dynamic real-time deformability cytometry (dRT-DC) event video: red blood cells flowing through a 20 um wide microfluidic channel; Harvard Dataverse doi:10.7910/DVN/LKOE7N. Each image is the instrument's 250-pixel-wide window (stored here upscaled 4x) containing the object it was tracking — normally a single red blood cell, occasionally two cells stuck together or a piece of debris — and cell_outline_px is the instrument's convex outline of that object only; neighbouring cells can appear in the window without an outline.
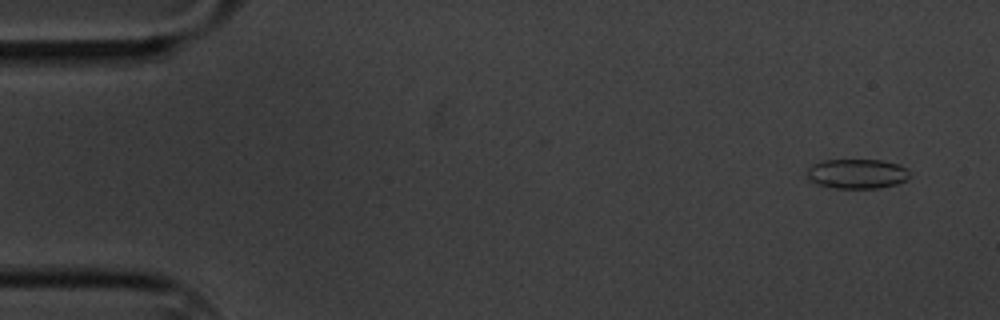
{"species": "common noctule bat (a hibernating species)", "species_latin": "Nyctalus noctula", "temperature_condition": "cold", "stored_images_in_passage": 2, "segment_of_instrument_passage": [2, 2], "camera_frame_rate_fps": 3000, "um_per_image_px": 0.085, "animal": {"sex": "male", "body_mass_g": 20.1, "forearm_length_mm": 53.5}, "frame": {"image": 1, "passage_image": 2, "time_ms": 2.0, "image_size_px": [1000, 320], "cell_outline_px": [[908, 176], [904, 180], [896, 184], [880, 188], [836, 188], [816, 184], [808, 176], [808, 168], [812, 164], [824, 160], [880, 160], [900, 164], [908, 172]], "centroid_in_image_um": [72.83, 14.76], "position_along_channel_um": 12.2, "area_um2": 17.51}}